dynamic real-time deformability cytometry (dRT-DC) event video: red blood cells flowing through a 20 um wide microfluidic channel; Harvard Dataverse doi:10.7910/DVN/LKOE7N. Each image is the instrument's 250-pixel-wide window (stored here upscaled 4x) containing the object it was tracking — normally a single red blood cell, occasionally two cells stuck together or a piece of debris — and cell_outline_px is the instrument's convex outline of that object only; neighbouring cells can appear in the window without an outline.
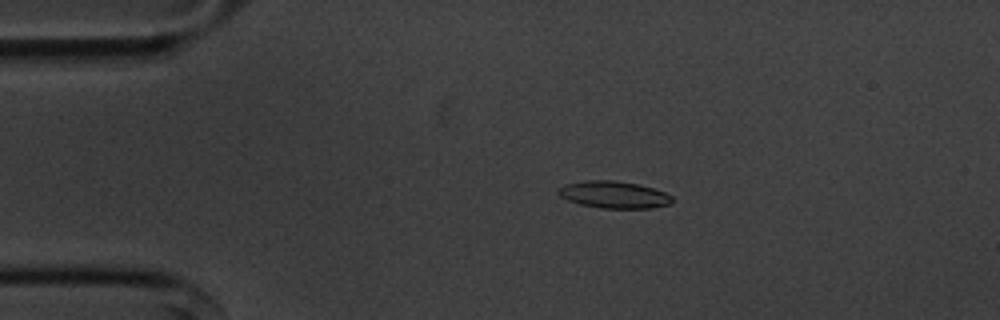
{"species": "common noctule bat (a hibernating species)", "species_latin": "Nyctalus noctula", "temperature_condition": "cold", "stored_images_in_passage": 54, "camera_frame_rate_fps": 3000, "um_per_image_px": 0.085, "animal": {"sex": "male", "body_mass_g": 20.1, "forearm_length_mm": 53.5}, "frame": {"image": 1, "passage_image": 10, "time_ms": 3.0, "image_size_px": [1000, 320], "cell_outline_px": [[672, 200], [668, 204], [652, 208], [600, 208], [580, 204], [568, 200], [560, 196], [556, 192], [556, 188], [564, 184], [584, 180], [612, 180], [640, 184], [664, 192], [672, 196]], "centroid_in_image_um": [52.12, 16.53], "position_along_channel_um": 32.9, "area_um2": 18.03}}
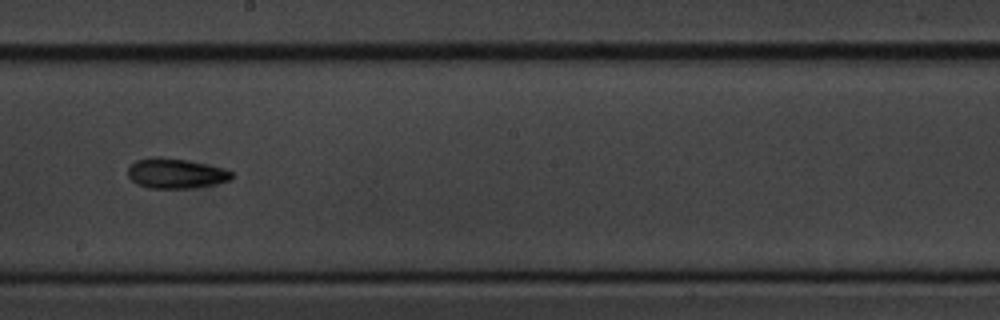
{"frame": {"image": 2, "passage_image": 30, "time_ms": 9.667, "image_size_px": [1000, 320], "cell_outline_px": [[232, 180], [216, 184], [192, 188], [148, 188], [136, 184], [128, 176], [128, 168], [136, 160], [152, 156], [160, 156], [188, 160], [224, 168], [232, 172]], "centroid_in_image_um": [14.94, 14.73], "position_along_channel_um": 233.3, "area_um2": 18.38}}
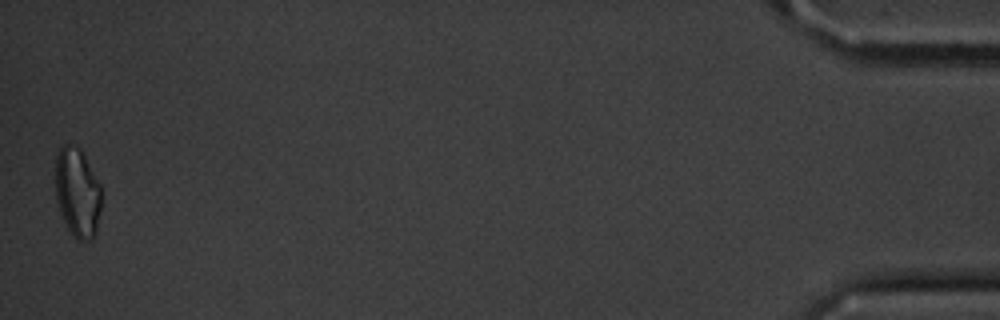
{"frame": {"image": 3, "passage_image": 54, "time_ms": 17.667, "image_size_px": [1000, 320], "cell_outline_px": [[100, 212], [96, 232], [92, 240], [80, 240], [68, 228], [60, 212], [56, 200], [56, 156], [60, 148], [64, 144], [68, 144], [80, 148], [100, 184]], "centroid_in_image_um": [6.58, 16.35], "position_along_channel_um": 428.6, "area_um2": 23.58}, "authors_computed_cell_mechanics": {"area_um2": 17.4556, "velocity_mm_per_s": 3.5991, "shape_relaxation_time_tau1_ms": 4.9612, "shape_relaxation_time_tau2_ms": 5.6698, "deformation_change_tau1": 0.1386, "deformation_change_tau2": 0.1395}}